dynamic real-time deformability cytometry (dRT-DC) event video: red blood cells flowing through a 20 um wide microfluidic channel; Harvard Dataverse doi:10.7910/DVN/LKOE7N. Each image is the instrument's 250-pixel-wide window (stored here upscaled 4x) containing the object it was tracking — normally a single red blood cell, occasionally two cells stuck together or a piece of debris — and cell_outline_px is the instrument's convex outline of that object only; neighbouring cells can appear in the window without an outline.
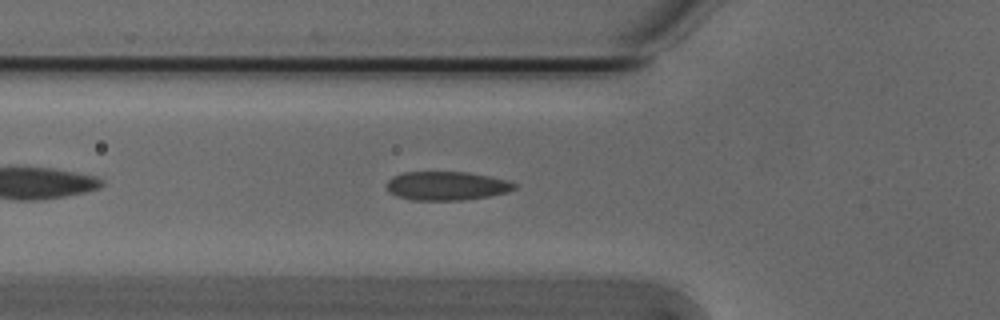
{"species": "Egyptian fruit bat (a non-hibernating species)", "species_latin": "Rousettus aegyptiacus", "temperature_condition": "cold", "stored_images_in_passage": 35, "camera_frame_rate_fps": 3000, "um_per_image_px": 0.085, "animal": {"sex": "male"}, "frame": {"image": 1, "passage_image": 6, "time_ms": 1.667, "image_size_px": [1000, 320], "cell_outline_px": [[516, 188], [508, 192], [488, 196], [464, 200], [412, 200], [396, 196], [388, 192], [388, 180], [392, 176], [404, 172], [468, 172], [508, 180], [516, 184]], "centroid_in_image_um": [37.96, 15.8], "position_along_channel_um": 87.8, "area_um2": 21.44}}
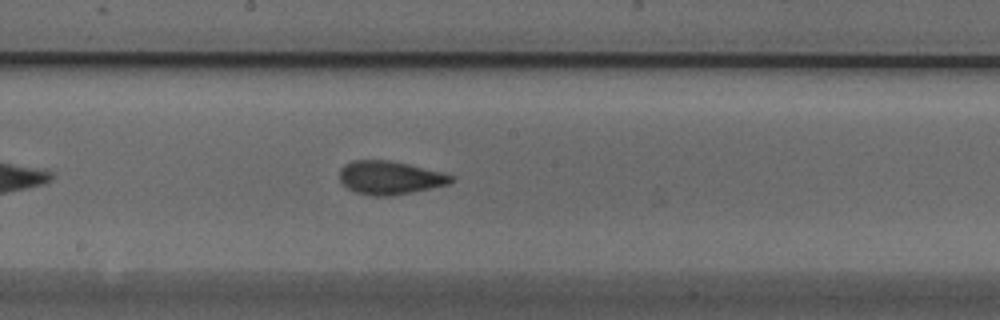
{"frame": {"image": 2, "passage_image": 16, "time_ms": 5.0, "image_size_px": [1000, 320], "cell_outline_px": [[456, 180], [448, 184], [412, 192], [392, 196], [376, 196], [356, 192], [348, 188], [340, 180], [340, 168], [344, 164], [352, 160], [388, 160], [408, 164], [444, 172], [456, 176]], "centroid_in_image_um": [33.17, 15.09], "position_along_channel_um": 215.0, "area_um2": 21.79}}
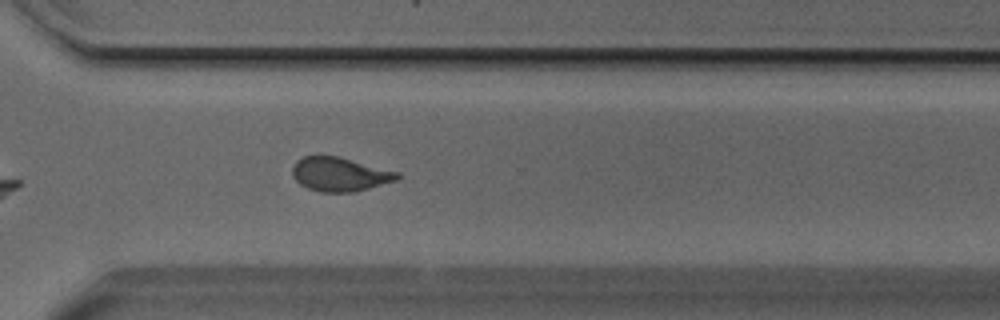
{"frame": {"image": 3, "passage_image": 26, "time_ms": 8.333, "image_size_px": [1000, 320], "cell_outline_px": [[400, 176], [396, 180], [368, 188], [352, 192], [320, 192], [308, 188], [300, 184], [292, 176], [292, 168], [296, 160], [304, 156], [336, 156], [400, 172]], "centroid_in_image_um": [28.85, 14.81], "position_along_channel_um": 341.7, "area_um2": 20.58}, "authors_computed_cell_mechanics": {"area_um2": 21.386, "velocity_mm_per_s": 3.8065, "shape_relaxation_time_tau1_ms": 4.4929, "shape_relaxation_time_tau2_ms": 1.3487, "deformation_change_tau1": 0.1331, "deformation_change_tau2": 0.0719}}